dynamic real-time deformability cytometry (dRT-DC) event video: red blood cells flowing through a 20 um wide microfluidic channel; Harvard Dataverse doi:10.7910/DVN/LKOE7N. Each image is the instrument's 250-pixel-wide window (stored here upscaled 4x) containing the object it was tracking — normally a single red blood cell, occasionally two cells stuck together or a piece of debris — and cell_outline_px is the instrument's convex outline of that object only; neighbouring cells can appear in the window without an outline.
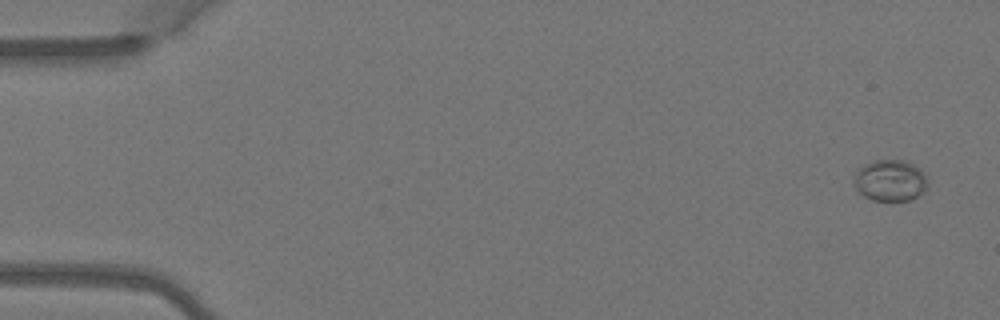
{"species": "Egyptian fruit bat (a non-hibernating species)", "species_latin": "Rousettus aegyptiacus", "temperature_condition": "warm", "stored_images_in_passage": 7, "camera_frame_rate_fps": 3000, "um_per_image_px": 0.085, "animal": {"sex": "female"}, "frame": {"image": 1, "passage_image": 1, "time_ms": 0.0, "image_size_px": [1000, 320], "cell_outline_px": [[928, 184], [924, 192], [920, 196], [908, 200], [872, 200], [864, 196], [852, 184], [852, 180], [856, 172], [864, 164], [872, 160], [904, 160], [920, 168], [924, 172]], "centroid_in_image_um": [75.66, 15.33], "position_along_channel_um": 9.3, "area_um2": 17.98}}
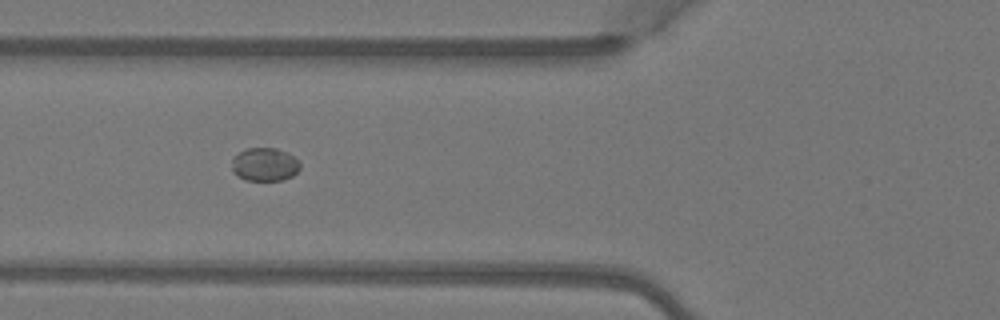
{"frame": {"image": 2, "passage_image": 5, "time_ms": 1.333, "image_size_px": [1000, 320], "cell_outline_px": [[300, 168], [292, 176], [284, 180], [244, 180], [236, 176], [232, 172], [232, 156], [248, 148], [276, 148], [288, 152], [300, 164]], "centroid_in_image_um": [22.46, 13.98], "position_along_channel_um": 103.3, "area_um2": 13.35}}
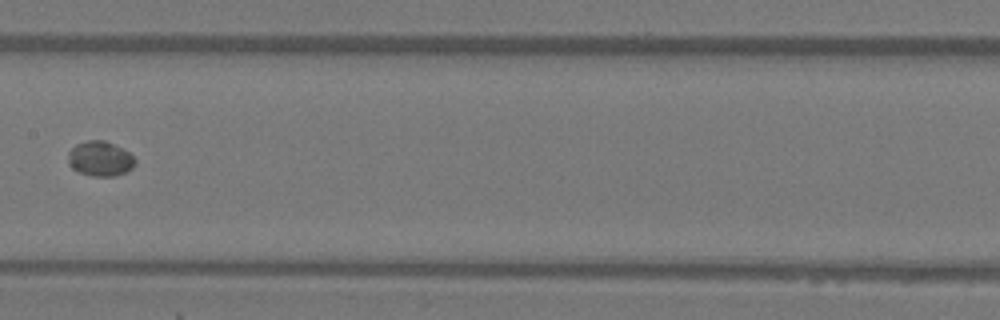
{"frame": {"image": 3, "passage_image": 7, "time_ms": 2.0, "image_size_px": [1000, 320], "cell_outline_px": [[136, 164], [132, 168], [116, 176], [92, 176], [80, 172], [72, 168], [68, 160], [68, 152], [76, 144], [88, 140], [104, 140], [128, 152], [136, 160]], "centroid_in_image_um": [8.51, 13.49], "position_along_channel_um": 198.9, "area_um2": 13.47}}